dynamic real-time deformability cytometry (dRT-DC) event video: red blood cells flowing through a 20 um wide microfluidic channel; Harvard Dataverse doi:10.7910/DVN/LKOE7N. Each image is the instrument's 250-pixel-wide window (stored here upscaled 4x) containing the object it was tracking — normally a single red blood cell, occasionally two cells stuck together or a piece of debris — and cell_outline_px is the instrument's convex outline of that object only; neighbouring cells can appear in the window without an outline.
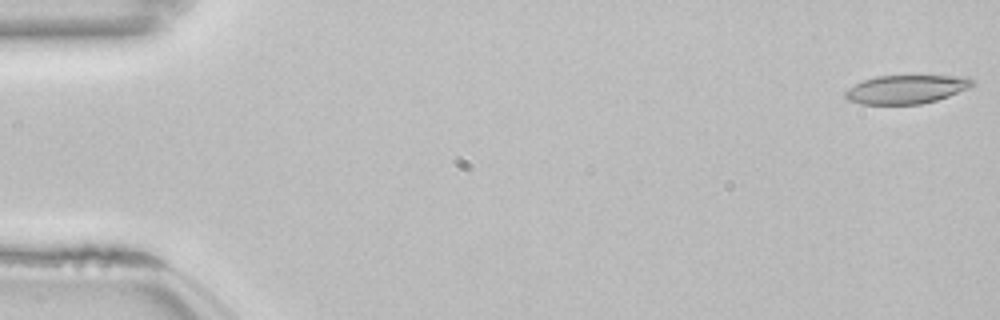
{"species": "common noctule bat (a hibernating species)", "species_latin": "Nyctalus noctula", "temperature_condition": "room temperature", "stored_images_in_passage": 53, "camera_frame_rate_fps": 3000, "um_per_image_px": 0.085, "animal": {"sex": "female", "body_mass_g": 22.7, "forearm_length_mm": 54.2}, "frame": {"image": 1, "passage_image": 1, "time_ms": 0.0, "image_size_px": [1000, 320], "cell_outline_px": [[976, 84], [968, 88], [948, 96], [936, 100], [920, 104], [860, 104], [848, 100], [844, 96], [844, 92], [848, 88], [864, 80], [876, 76], [968, 76], [976, 80]], "centroid_in_image_um": [77.06, 7.59], "position_along_channel_um": 7.9, "area_um2": 21.21}}
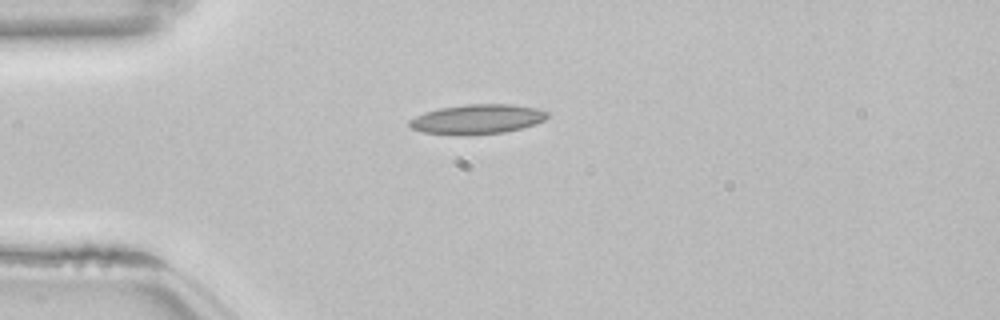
{"frame": {"image": 2, "passage_image": 14, "time_ms": 4.333, "image_size_px": [1000, 320], "cell_outline_px": [[548, 116], [544, 120], [520, 128], [504, 132], [468, 136], [456, 136], [424, 132], [412, 128], [408, 124], [408, 120], [424, 112], [440, 108], [468, 104], [512, 104], [536, 108], [548, 112]], "centroid_in_image_um": [40.52, 10.14], "position_along_channel_um": 44.5, "area_um2": 23.93}}
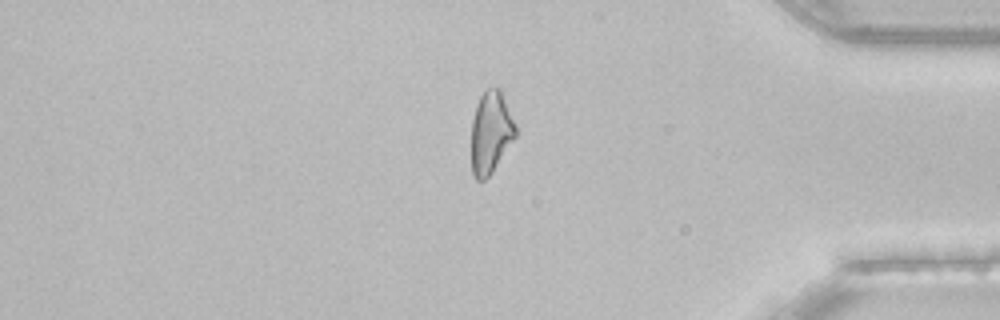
{"frame": {"image": 3, "passage_image": 45, "time_ms": 14.667, "image_size_px": [1000, 320], "cell_outline_px": [[516, 136], [492, 172], [484, 180], [476, 180], [472, 176], [472, 120], [476, 104], [480, 96], [488, 88], [500, 88], [516, 124]], "centroid_in_image_um": [41.72, 11.25], "position_along_channel_um": 393.5, "area_um2": 21.1}, "authors_computed_cell_mechanics": {"area_um2": 22.0796, "velocity_mm_per_s": 3.8445, "shape_relaxation_time_tau1_ms": 8.959, "shape_relaxation_time_tau2_ms": 3.8193, "deformation_change_tau1": 0.1654, "deformation_change_tau2": 0.124}}